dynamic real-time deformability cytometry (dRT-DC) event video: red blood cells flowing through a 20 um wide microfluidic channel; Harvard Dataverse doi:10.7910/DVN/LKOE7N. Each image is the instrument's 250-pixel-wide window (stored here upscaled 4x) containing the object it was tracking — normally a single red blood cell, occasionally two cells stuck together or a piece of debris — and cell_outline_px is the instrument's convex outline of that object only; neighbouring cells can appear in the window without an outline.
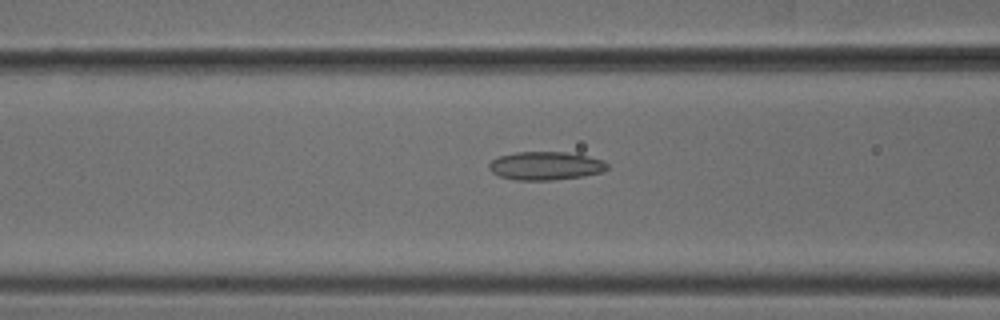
{"species": "common noctule bat (a hibernating species)", "species_latin": "Nyctalus noctula", "temperature_condition": "cold", "stored_images_in_passage": 27, "camera_frame_rate_fps": 3000, "um_per_image_px": 0.085, "animal": {"sex": "male", "body_mass_g": 18.8}, "frame": {"image": 1, "passage_image": 6, "time_ms": 1.667, "image_size_px": [1000, 320], "cell_outline_px": [[608, 168], [604, 172], [584, 176], [552, 180], [516, 180], [500, 176], [492, 172], [488, 168], [488, 164], [492, 160], [500, 156], [516, 152], [564, 152], [588, 156], [604, 160], [608, 164]], "centroid_in_image_um": [46.4, 14.1], "position_along_channel_um": 120.2, "area_um2": 19.59}}
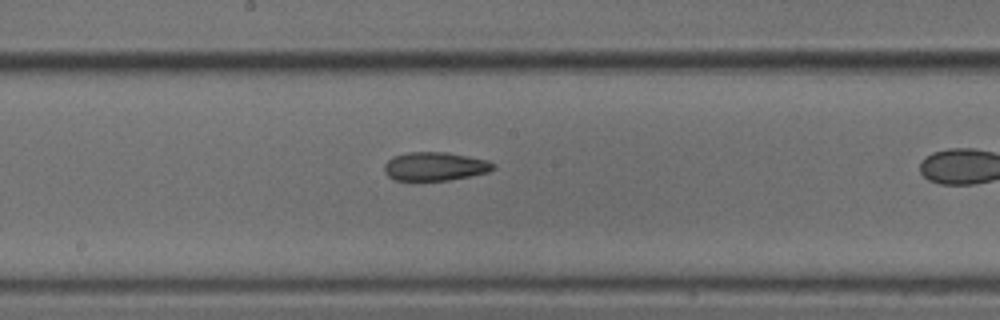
{"frame": {"image": 2, "passage_image": 13, "time_ms": 4.0, "image_size_px": [1000, 320], "cell_outline_px": [[496, 168], [488, 172], [448, 180], [420, 184], [412, 184], [396, 180], [388, 176], [384, 172], [384, 164], [392, 156], [408, 152], [444, 152], [488, 160], [496, 164]], "centroid_in_image_um": [36.9, 14.19], "position_along_channel_um": 211.3, "area_um2": 18.96}}
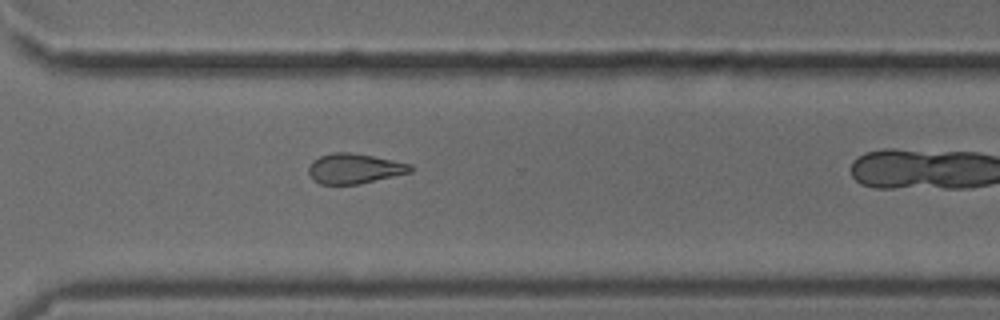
{"frame": {"image": 3, "passage_image": 23, "time_ms": 7.333, "image_size_px": [1000, 320], "cell_outline_px": [[412, 172], [360, 184], [320, 184], [312, 180], [308, 172], [308, 168], [312, 160], [320, 156], [332, 152], [352, 152], [412, 164]], "centroid_in_image_um": [30.1, 14.33], "position_along_channel_um": 340.5, "area_um2": 17.98}}